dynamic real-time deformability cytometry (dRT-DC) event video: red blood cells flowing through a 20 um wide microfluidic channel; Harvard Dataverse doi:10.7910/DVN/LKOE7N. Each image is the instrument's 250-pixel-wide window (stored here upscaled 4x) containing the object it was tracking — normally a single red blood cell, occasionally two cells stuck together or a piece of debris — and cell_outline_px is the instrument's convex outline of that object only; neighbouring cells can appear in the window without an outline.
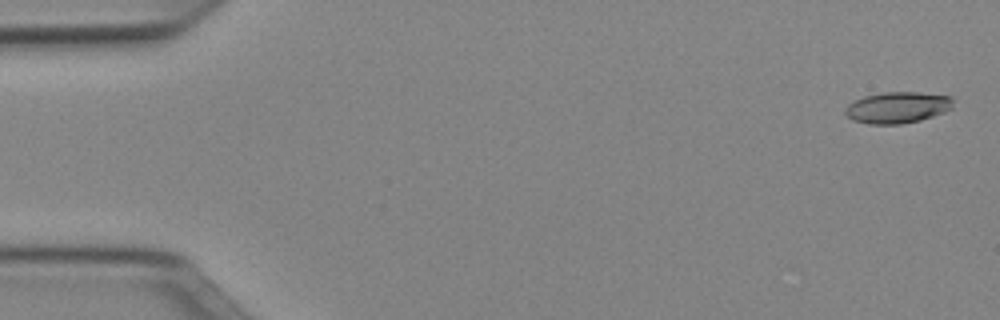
{"species": "Egyptian fruit bat (a non-hibernating species)", "species_latin": "Rousettus aegyptiacus", "temperature_condition": "cold", "stored_images_in_passage": 26, "camera_frame_rate_fps": 3000, "um_per_image_px": 0.085, "animal": {"sex": "female"}, "frame": {"image": 1, "passage_image": 2, "time_ms": 0.333, "image_size_px": [1000, 320], "cell_outline_px": [[952, 108], [944, 112], [920, 120], [900, 124], [868, 124], [852, 120], [844, 112], [844, 108], [848, 104], [864, 96], [884, 92], [916, 92], [952, 96]], "centroid_in_image_um": [76.27, 9.14], "position_along_channel_um": 8.7, "area_um2": 19.65}}
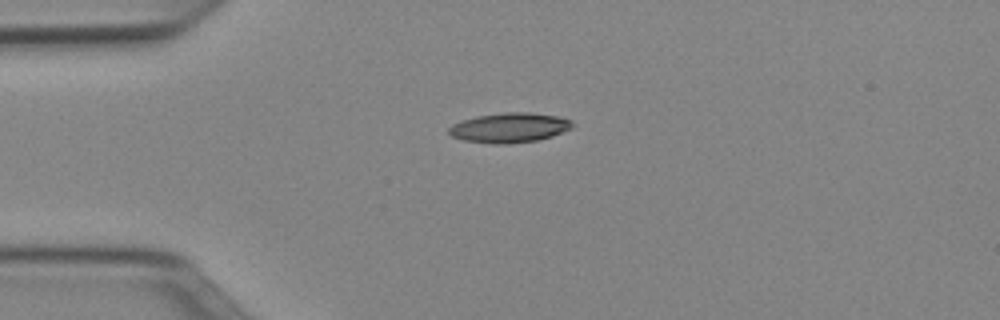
{"frame": {"image": 2, "passage_image": 13, "time_ms": 4.0, "image_size_px": [1000, 320], "cell_outline_px": [[572, 128], [552, 136], [536, 140], [508, 144], [492, 144], [464, 140], [452, 136], [448, 132], [448, 128], [452, 124], [460, 120], [476, 116], [504, 112], [532, 112], [556, 116], [572, 120]], "centroid_in_image_um": [43.27, 10.85], "position_along_channel_um": 41.7, "area_um2": 21.5}}
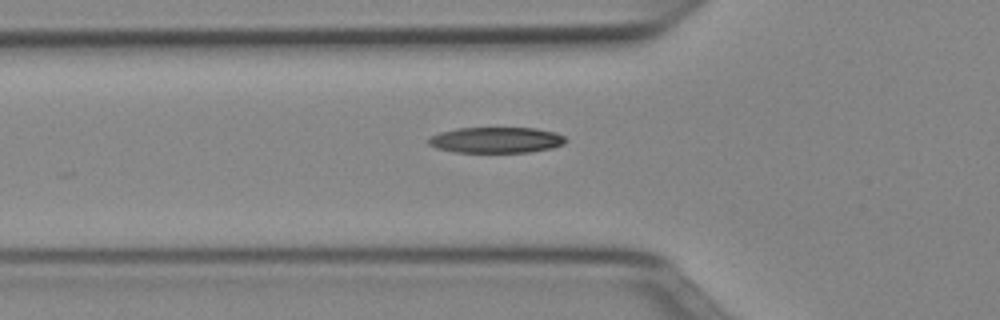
{"frame": {"image": 3, "passage_image": 18, "time_ms": 5.667, "image_size_px": [1000, 320], "cell_outline_px": [[568, 140], [564, 144], [552, 148], [532, 152], [456, 152], [436, 148], [428, 144], [428, 136], [440, 132], [460, 128], [536, 128], [556, 132], [564, 136]], "centroid_in_image_um": [42.19, 11.9], "position_along_channel_um": 83.6, "area_um2": 20.81}}